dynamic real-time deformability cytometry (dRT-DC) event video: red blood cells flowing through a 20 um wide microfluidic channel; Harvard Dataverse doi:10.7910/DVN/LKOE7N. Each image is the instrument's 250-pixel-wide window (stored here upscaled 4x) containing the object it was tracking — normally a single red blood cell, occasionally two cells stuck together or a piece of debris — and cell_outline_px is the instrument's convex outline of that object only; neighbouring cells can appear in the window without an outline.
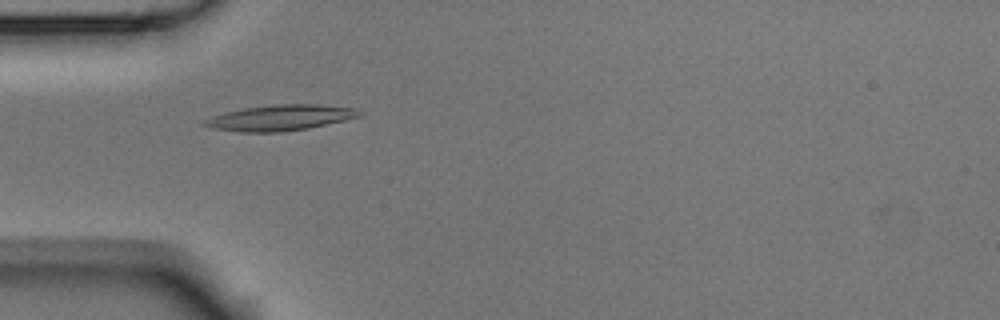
{"species": "Egyptian fruit bat (a non-hibernating species)", "species_latin": "Rousettus aegyptiacus", "temperature_condition": "room temperature", "stored_images_in_passage": 3, "camera_frame_rate_fps": 3000, "um_per_image_px": 0.085, "animal": {"sex": "male"}, "frame": {"image": 1, "passage_image": 2, "time_ms": 0.333, "image_size_px": [1000, 320], "cell_outline_px": [[364, 116], [308, 128], [280, 132], [240, 132], [212, 128], [200, 124], [204, 120], [212, 116], [224, 112], [244, 108], [276, 104], [316, 104], [356, 108], [364, 112]], "centroid_in_image_um": [23.85, 10.0], "position_along_channel_um": 61.2, "area_um2": 23.35}}
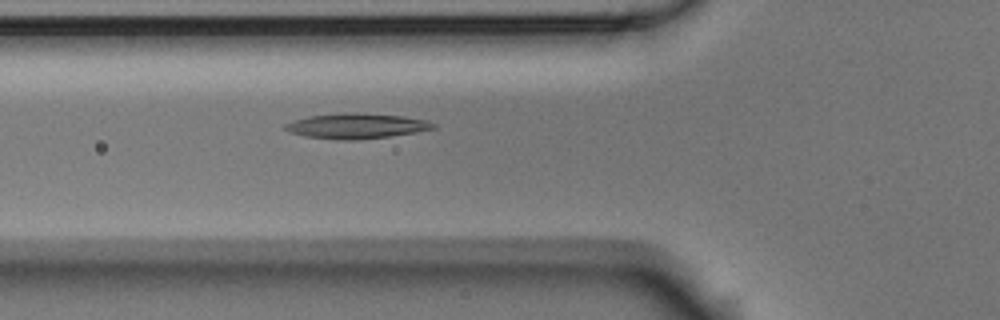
{"frame": {"image": 2, "passage_image": 3, "time_ms": 0.667, "image_size_px": [1000, 320], "cell_outline_px": [[436, 128], [416, 132], [388, 136], [356, 140], [336, 140], [304, 136], [292, 132], [284, 128], [284, 124], [292, 120], [308, 116], [352, 112], [356, 112], [404, 116], [428, 120], [436, 124]], "centroid_in_image_um": [30.31, 10.7], "position_along_channel_um": 95.5, "area_um2": 21.85}}